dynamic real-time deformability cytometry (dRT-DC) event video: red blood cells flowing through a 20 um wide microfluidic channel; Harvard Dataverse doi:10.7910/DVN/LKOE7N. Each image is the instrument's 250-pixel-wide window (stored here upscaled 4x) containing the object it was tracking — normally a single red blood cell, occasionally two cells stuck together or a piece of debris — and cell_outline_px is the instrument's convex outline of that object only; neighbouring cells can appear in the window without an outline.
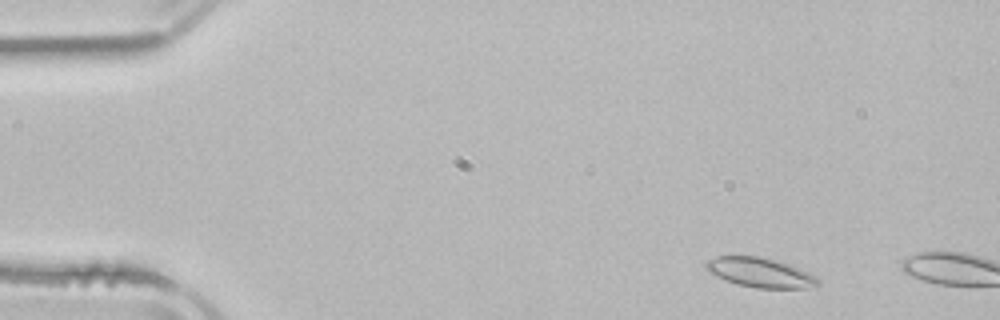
{"species": "common noctule bat (a hibernating species)", "species_latin": "Nyctalus noctula", "temperature_condition": "room temperature", "stored_images_in_passage": 2, "camera_frame_rate_fps": 3000, "um_per_image_px": 0.085, "animal": {"sex": "male", "body_mass_g": 21.5, "forearm_length_mm": 52.0}, "frame": {"image": 1, "passage_image": 1, "time_ms": 0.0, "image_size_px": [1000, 320], "cell_outline_px": [[820, 284], [808, 288], [756, 288], [736, 284], [724, 280], [708, 272], [704, 268], [704, 264], [708, 260], [716, 256], [756, 256], [788, 264], [800, 268], [816, 276], [820, 280]], "centroid_in_image_um": [64.59, 23.18], "position_along_channel_um": 20.4, "area_um2": 19.36}}